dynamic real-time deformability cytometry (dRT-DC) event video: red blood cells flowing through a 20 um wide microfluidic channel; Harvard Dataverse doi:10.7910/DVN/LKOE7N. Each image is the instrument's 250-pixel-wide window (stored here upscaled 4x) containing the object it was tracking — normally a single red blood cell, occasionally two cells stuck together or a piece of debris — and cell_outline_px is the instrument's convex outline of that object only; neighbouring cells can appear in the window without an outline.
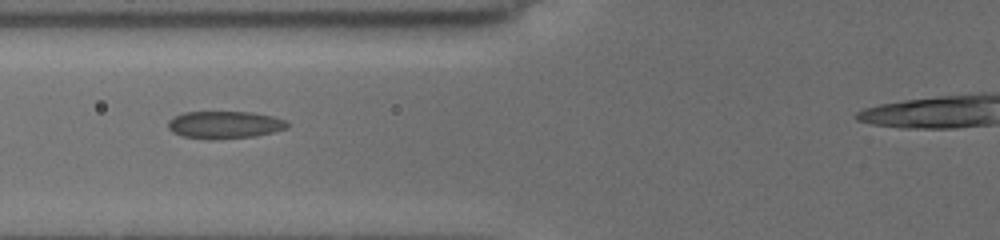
{"species": "common noctule bat (a hibernating species)", "species_latin": "Nyctalus noctula", "temperature_condition": "cold", "stored_images_in_passage": 4, "camera_frame_rate_fps": 3000, "um_per_image_px": 0.085, "animal": {"sex": "female", "body_mass_g": 19.5, "forearm_length_mm": 54.1}, "frame": {"image": 1, "passage_image": 3, "time_ms": 1.667, "image_size_px": [1000, 240], "cell_outline_px": [[288, 128], [256, 136], [212, 140], [184, 136], [172, 132], [168, 128], [168, 120], [184, 112], [252, 112], [272, 116], [288, 120]], "centroid_in_image_um": [19.11, 10.61], "position_along_channel_um": 106.7, "area_um2": 19.13}}